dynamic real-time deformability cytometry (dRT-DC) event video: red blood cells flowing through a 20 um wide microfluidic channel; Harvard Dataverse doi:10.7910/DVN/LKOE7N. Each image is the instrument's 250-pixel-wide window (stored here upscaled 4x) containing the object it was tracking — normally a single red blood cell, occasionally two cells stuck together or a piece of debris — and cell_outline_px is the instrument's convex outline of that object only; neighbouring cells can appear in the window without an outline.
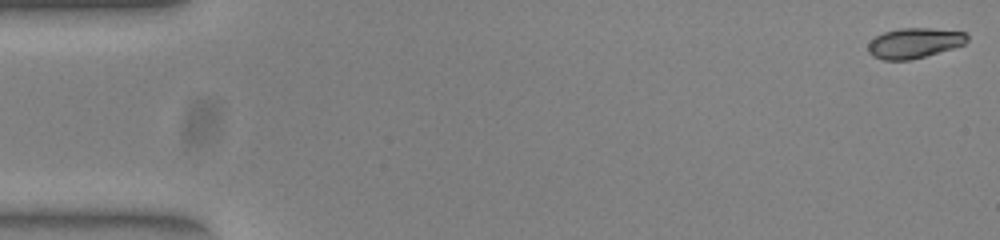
{"species": "common noctule bat (a hibernating species)", "species_latin": "Nyctalus noctula", "temperature_condition": "warm", "stored_images_in_passage": 48, "camera_frame_rate_fps": 3000, "um_per_image_px": 0.085, "animal": {"sex": "female", "body_mass_g": 23.0, "forearm_length_mm": 53.4}, "frame": {"image": 1, "passage_image": 1, "time_ms": 0.0, "image_size_px": [1000, 240], "cell_outline_px": [[968, 40], [964, 44], [952, 48], [924, 56], [908, 60], [884, 60], [872, 56], [868, 52], [868, 44], [876, 36], [884, 32], [900, 28], [928, 28], [968, 32]], "centroid_in_image_um": [77.72, 3.65], "position_along_channel_um": 7.3, "area_um2": 17.34}}
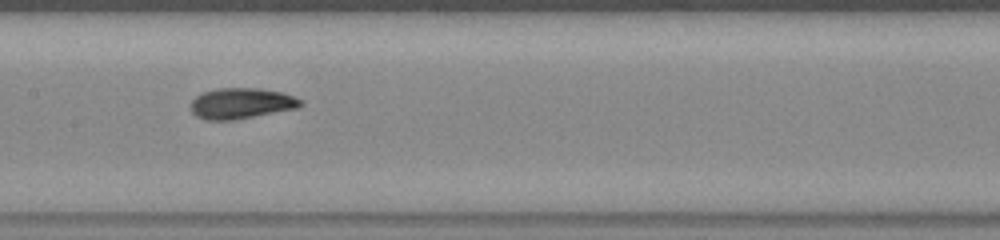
{"frame": {"image": 2, "passage_image": 26, "time_ms": 8.333, "image_size_px": [1000, 240], "cell_outline_px": [[304, 104], [296, 108], [232, 120], [204, 120], [196, 116], [192, 112], [192, 100], [196, 96], [204, 92], [220, 88], [260, 88], [280, 92], [292, 96], [300, 100]], "centroid_in_image_um": [20.48, 8.78], "position_along_channel_um": 186.9, "area_um2": 19.36}}
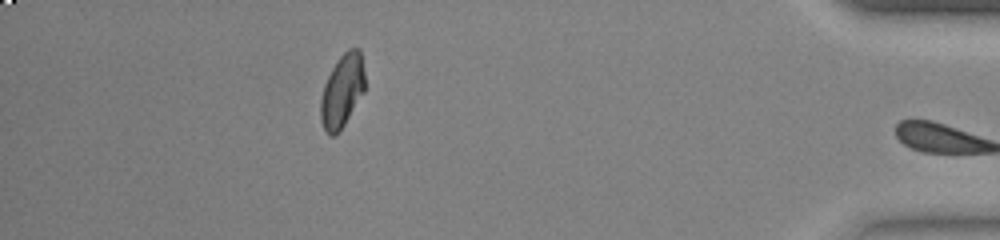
{"frame": {"image": 3, "passage_image": 47, "time_ms": 15.333, "image_size_px": [1000, 240], "cell_outline_px": [[364, 92], [340, 132], [332, 136], [328, 136], [320, 120], [320, 100], [324, 84], [332, 68], [340, 56], [348, 48], [360, 48], [364, 72]], "centroid_in_image_um": [29.07, 7.74], "position_along_channel_um": 406.1, "area_um2": 18.96}, "authors_computed_cell_mechanics": {"area_um2": 19.2474, "velocity_mm_per_s": 3.8938, "shape_relaxation_time_tau1_ms": 5.073, "shape_relaxation_time_tau2_ms": 1.4314, "deformation_change_tau1": 0.1669, "deformation_change_tau2": 0.0443}}